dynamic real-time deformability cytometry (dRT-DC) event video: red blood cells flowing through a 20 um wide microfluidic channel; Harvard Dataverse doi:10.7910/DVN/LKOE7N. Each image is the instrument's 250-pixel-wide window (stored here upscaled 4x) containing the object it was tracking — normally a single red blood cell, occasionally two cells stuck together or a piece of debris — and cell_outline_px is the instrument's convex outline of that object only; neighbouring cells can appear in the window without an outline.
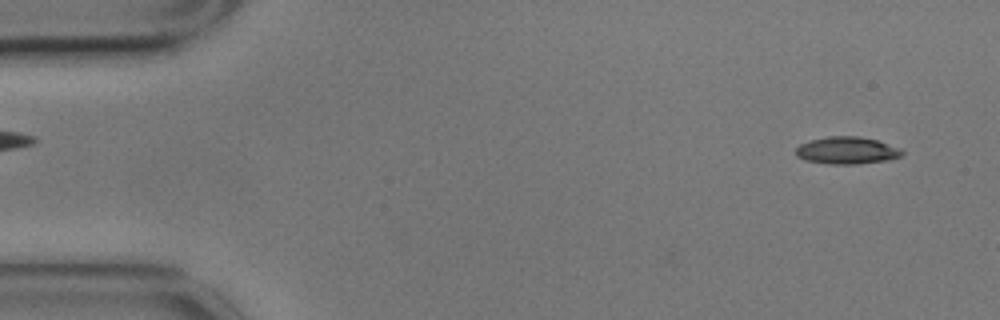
{"species": "common noctule bat (a hibernating species)", "species_latin": "Nyctalus noctula", "temperature_condition": "cold", "stored_images_in_passage": 8, "camera_frame_rate_fps": 3000, "um_per_image_px": 0.085, "animal": {"sex": "male", "body_mass_g": 17.9}, "frame": {"image": 1, "passage_image": 1, "time_ms": 0.0, "image_size_px": [1000, 320], "cell_outline_px": [[904, 152], [900, 156], [888, 160], [856, 164], [828, 164], [804, 160], [796, 156], [796, 148], [800, 144], [812, 140], [828, 136], [860, 136], [876, 140], [900, 148]], "centroid_in_image_um": [71.97, 12.79], "position_along_channel_um": 13.0, "area_um2": 16.82}}